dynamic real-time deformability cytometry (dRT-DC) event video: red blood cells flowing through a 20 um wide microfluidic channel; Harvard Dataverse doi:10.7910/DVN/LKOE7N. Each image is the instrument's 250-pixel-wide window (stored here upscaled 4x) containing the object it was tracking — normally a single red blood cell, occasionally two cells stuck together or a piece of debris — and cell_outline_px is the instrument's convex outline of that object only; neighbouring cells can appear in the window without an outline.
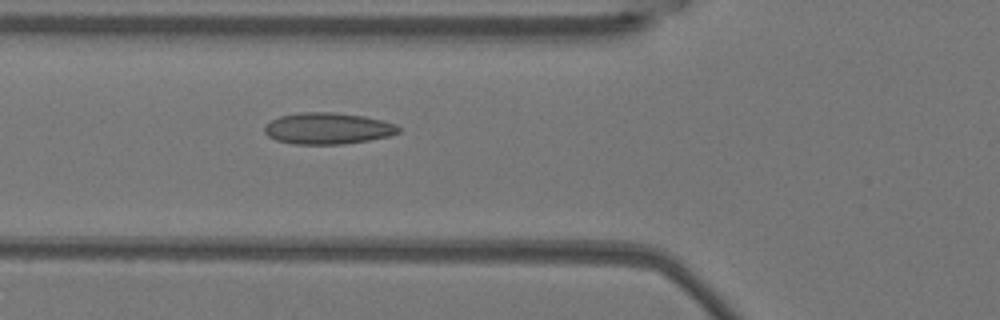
{"species": "Egyptian fruit bat (a non-hibernating species)", "species_latin": "Rousettus aegyptiacus", "temperature_condition": "warm", "stored_images_in_passage": 38, "camera_frame_rate_fps": 3000, "um_per_image_px": 0.085, "animal": {"sex": "female"}, "frame": {"image": 1, "passage_image": 4, "time_ms": 1.0, "image_size_px": [1000, 320], "cell_outline_px": [[400, 132], [388, 136], [368, 140], [344, 144], [292, 144], [276, 140], [268, 136], [264, 132], [264, 124], [280, 116], [300, 112], [332, 112], [364, 116], [396, 124], [400, 128]], "centroid_in_image_um": [27.83, 10.92], "position_along_channel_um": 98.0, "area_um2": 24.57}}
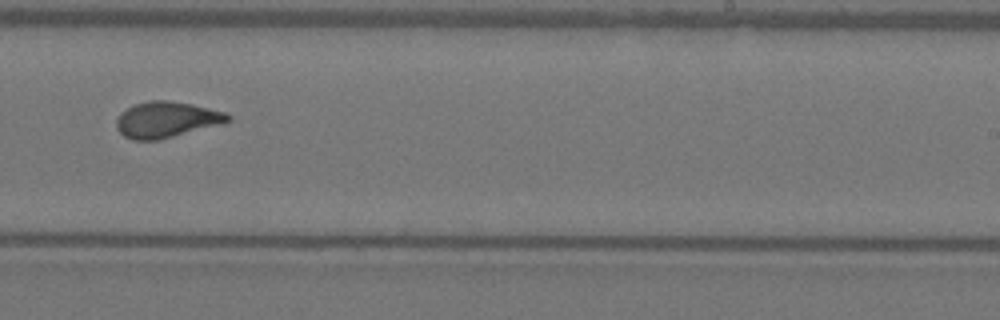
{"frame": {"image": 2, "passage_image": 18, "time_ms": 5.667, "image_size_px": [1000, 320], "cell_outline_px": [[232, 120], [224, 124], [156, 140], [132, 140], [124, 136], [116, 128], [116, 120], [128, 108], [136, 104], [152, 100], [168, 100], [192, 104], [224, 112], [232, 116]], "centroid_in_image_um": [14.2, 10.17], "position_along_channel_um": 274.8, "area_um2": 23.18}}
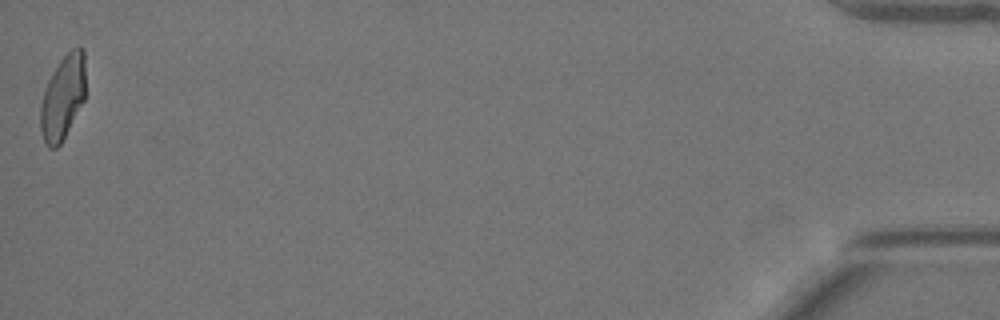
{"frame": {"image": 3, "passage_image": 38, "time_ms": 12.333, "image_size_px": [1000, 320], "cell_outline_px": [[84, 100], [60, 144], [56, 148], [48, 148], [40, 132], [40, 104], [44, 88], [52, 72], [60, 60], [72, 48], [84, 48]], "centroid_in_image_um": [5.3, 8.28], "position_along_channel_um": 429.9, "area_um2": 21.96}, "authors_computed_cell_mechanics": {"area_um2": 22.6287, "velocity_mm_per_s": 3.7913, "shape_relaxation_time_tau1_ms": null, "shape_relaxation_time_tau2_ms": 1.1152, "deformation_change_tau1": null, "deformation_change_tau2": 0.0823}}